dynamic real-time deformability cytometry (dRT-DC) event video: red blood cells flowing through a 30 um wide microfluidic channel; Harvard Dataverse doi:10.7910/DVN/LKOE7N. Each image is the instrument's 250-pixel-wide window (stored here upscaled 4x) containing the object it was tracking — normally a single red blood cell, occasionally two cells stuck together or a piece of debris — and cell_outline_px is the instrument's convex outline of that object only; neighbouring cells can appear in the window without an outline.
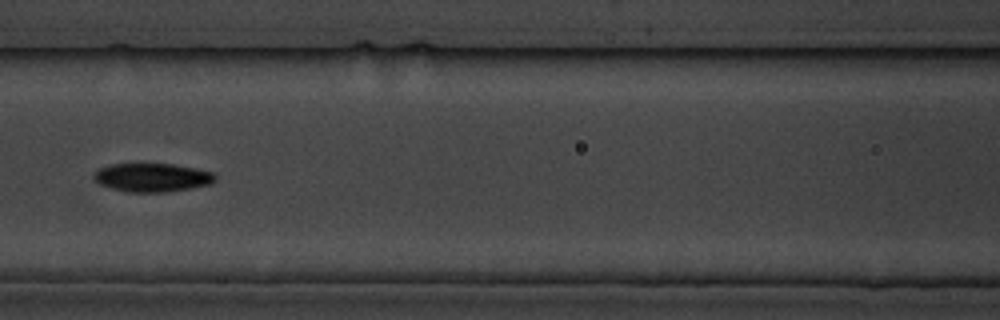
{"species": "common noctule bat (a hibernating species)", "species_latin": "Nyctalus noctula", "temperature_condition": "cold", "stored_images_in_passage": 13, "camera_frame_rate_fps": 3000, "um_per_image_px": 0.085, "animal": {"sex": "male", "body_mass_g": 19.5, "forearm_length_mm": 54.6}, "frame": {"image": 1, "passage_image": 4, "time_ms": 3.333, "image_size_px": [1000, 320], "cell_outline_px": [[216, 180], [212, 184], [192, 188], [168, 192], [124, 192], [100, 184], [92, 176], [100, 168], [112, 164], [172, 164], [196, 168], [212, 172], [216, 176]], "centroid_in_image_um": [12.98, 15.09], "position_along_channel_um": 153.6, "area_um2": 20.23}}
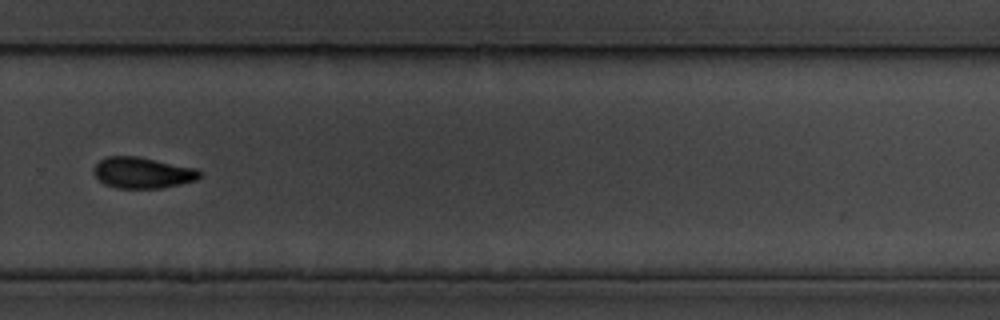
{"frame": {"image": 2, "passage_image": 8, "time_ms": 8.0, "image_size_px": [1000, 320], "cell_outline_px": [[204, 172], [196, 180], [180, 184], [160, 188], [116, 188], [104, 184], [92, 172], [92, 168], [100, 160], [108, 156], [136, 156], [196, 168]], "centroid_in_image_um": [12.11, 14.68], "position_along_channel_um": 317.7, "area_um2": 19.19}}
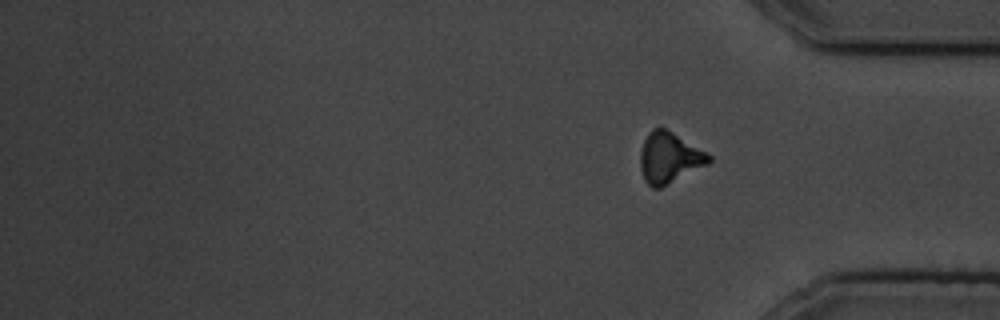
{"frame": {"image": 3, "passage_image": 13, "time_ms": 14.667, "image_size_px": [1000, 320], "cell_outline_px": [[712, 160], [708, 164], [660, 188], [652, 188], [644, 180], [640, 168], [640, 152], [644, 140], [648, 132], [652, 128], [664, 128], [708, 152], [712, 156]], "centroid_in_image_um": [56.89, 13.41], "position_along_channel_um": 378.3, "area_um2": 20.29}, "authors_computed_cell_mechanics": {"area_um2": 19.7098, "velocity_mm_per_s": 3.5201, "shape_relaxation_time_tau1_ms": 2.7806, "shape_relaxation_time_tau2_ms": null, "deformation_change_tau1": 0.0789, "deformation_change_tau2": null}}